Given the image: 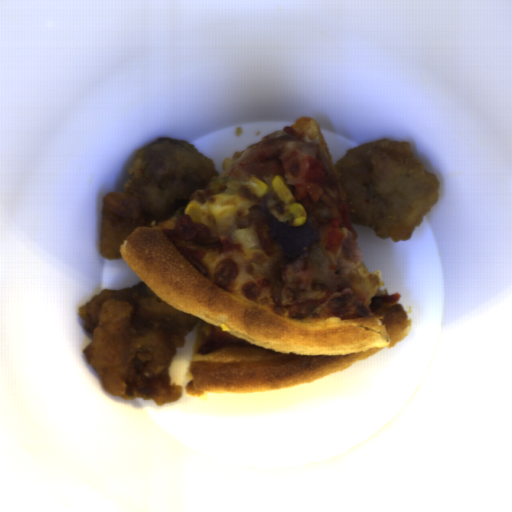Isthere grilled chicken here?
Instances as JSON below:
<instances>
[{
    "label": "grilled chicken",
    "mask_w": 512,
    "mask_h": 512,
    "mask_svg": "<svg viewBox=\"0 0 512 512\" xmlns=\"http://www.w3.org/2000/svg\"><path fill=\"white\" fill-rule=\"evenodd\" d=\"M241 170L247 177H281L317 229L333 225L346 229L356 241L358 233L348 204L342 202L336 175L322 163L315 145L291 137L276 139L256 147L243 159Z\"/></svg>",
    "instance_id": "277b20a1"
},
{
    "label": "grilled chicken",
    "mask_w": 512,
    "mask_h": 512,
    "mask_svg": "<svg viewBox=\"0 0 512 512\" xmlns=\"http://www.w3.org/2000/svg\"><path fill=\"white\" fill-rule=\"evenodd\" d=\"M271 298L279 309L295 319L350 320L369 315L370 309L354 288L332 289L315 283L313 268L306 256L286 253L276 265V282Z\"/></svg>",
    "instance_id": "a9712176"
},
{
    "label": "grilled chicken",
    "mask_w": 512,
    "mask_h": 512,
    "mask_svg": "<svg viewBox=\"0 0 512 512\" xmlns=\"http://www.w3.org/2000/svg\"><path fill=\"white\" fill-rule=\"evenodd\" d=\"M175 227L168 229L166 235L169 241L178 242H194L192 239L210 240L211 231L202 222L195 223L190 215H180L174 221Z\"/></svg>",
    "instance_id": "7e0887df"
},
{
    "label": "grilled chicken",
    "mask_w": 512,
    "mask_h": 512,
    "mask_svg": "<svg viewBox=\"0 0 512 512\" xmlns=\"http://www.w3.org/2000/svg\"><path fill=\"white\" fill-rule=\"evenodd\" d=\"M247 211L248 214L240 215L236 219L237 227L241 229L253 227L263 239L268 238L271 233L266 224L267 216L270 214L267 208L262 204H255L248 206Z\"/></svg>",
    "instance_id": "32c87f6e"
}]
</instances>
